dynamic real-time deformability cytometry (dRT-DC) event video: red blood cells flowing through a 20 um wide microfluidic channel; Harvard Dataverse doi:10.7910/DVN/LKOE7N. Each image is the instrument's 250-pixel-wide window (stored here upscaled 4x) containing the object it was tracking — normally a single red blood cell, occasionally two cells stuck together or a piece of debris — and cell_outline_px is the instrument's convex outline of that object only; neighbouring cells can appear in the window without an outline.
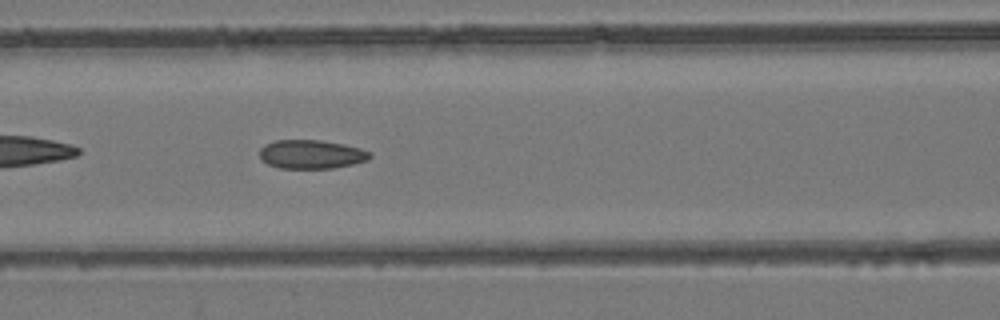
{"species": "common noctule bat (a hibernating species)", "species_latin": "Nyctalus noctula", "temperature_condition": "room temperature", "stored_images_in_passage": 38, "camera_frame_rate_fps": 3000, "um_per_image_px": 0.085, "animal": {"sex": "female", "body_mass_g": 24.6, "forearm_length_mm": 56.2}, "frame": {"image": 1, "passage_image": 8, "time_ms": 2.333, "image_size_px": [1000, 320], "cell_outline_px": [[372, 156], [368, 160], [352, 164], [332, 168], [280, 168], [268, 164], [260, 156], [260, 148], [264, 144], [276, 140], [320, 140], [344, 144], [360, 148], [372, 152]], "centroid_in_image_um": [26.48, 13.11], "position_along_channel_um": 140.1, "area_um2": 18.5}}
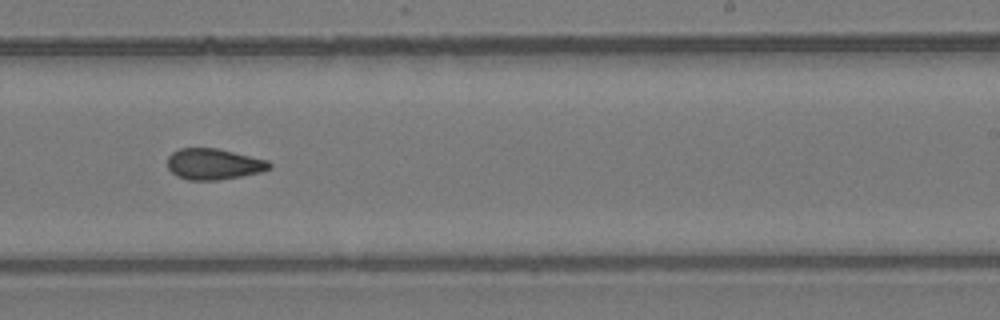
{"frame": {"image": 2, "passage_image": 18, "time_ms": 5.667, "image_size_px": [1000, 320], "cell_outline_px": [[272, 168], [260, 172], [240, 176], [216, 180], [188, 180], [176, 176], [168, 168], [168, 156], [172, 152], [180, 148], [216, 148], [268, 160], [272, 164]], "centroid_in_image_um": [18.16, 13.94], "position_along_channel_um": 270.8, "area_um2": 18.38}}
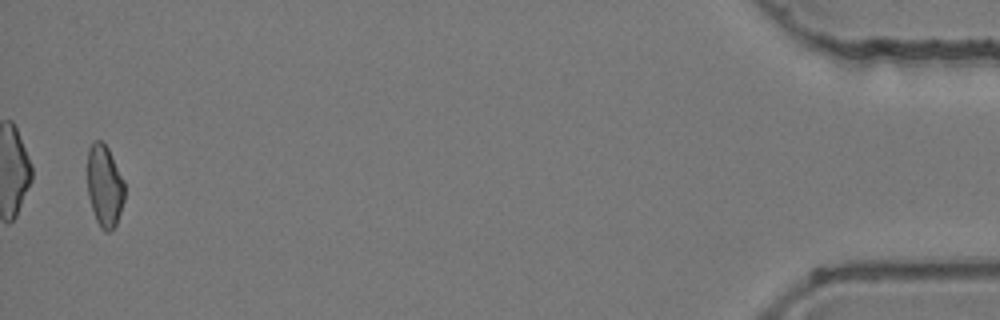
{"frame": {"image": 3, "passage_image": 37, "time_ms": 12.0, "image_size_px": [1000, 320], "cell_outline_px": [[124, 200], [116, 224], [112, 232], [104, 232], [100, 228], [96, 220], [88, 196], [88, 148], [92, 140], [100, 140], [108, 148], [124, 180]], "centroid_in_image_um": [8.89, 15.82], "position_along_channel_um": 426.3, "area_um2": 17.86}, "authors_computed_cell_mechanics": {"area_um2": 18.4671, "velocity_mm_per_s": 3.926, "shape_relaxation_time_tau1_ms": null, "shape_relaxation_time_tau2_ms": 2.4388, "deformation_change_tau1": null, "deformation_change_tau2": 0.082}}